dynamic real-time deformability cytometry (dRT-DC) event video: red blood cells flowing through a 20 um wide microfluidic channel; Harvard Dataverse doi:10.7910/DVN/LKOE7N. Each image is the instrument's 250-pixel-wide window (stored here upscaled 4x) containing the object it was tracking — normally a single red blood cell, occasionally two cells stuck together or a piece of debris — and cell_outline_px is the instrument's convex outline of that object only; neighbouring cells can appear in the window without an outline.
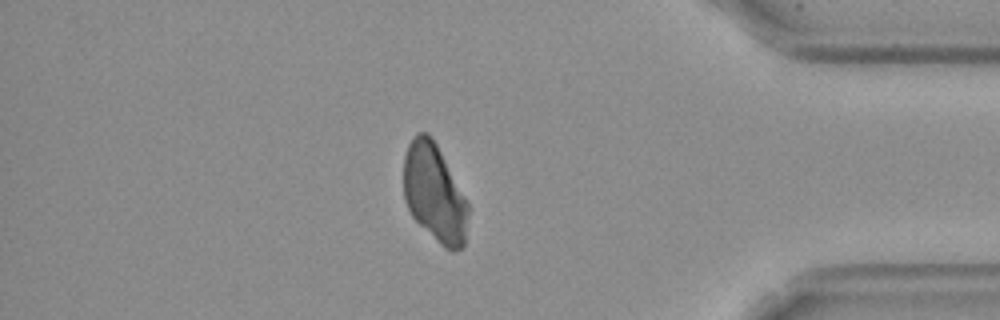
{"species": "Egyptian fruit bat (a non-hibernating species)", "species_latin": "Rousettus aegyptiacus", "temperature_condition": "cold", "stored_images_in_passage": 54, "camera_frame_rate_fps": 3000, "um_per_image_px": 0.085, "frame": {"image": 1, "passage_image": 49, "time_ms": 16.0, "image_size_px": [1000, 320], "cell_outline_px": [[468, 212], [464, 244], [460, 248], [452, 252], [444, 248], [412, 216], [404, 200], [404, 156], [408, 144], [420, 132], [428, 132], [432, 136], [468, 204]], "centroid_in_image_um": [36.91, 16.42], "position_along_channel_um": 398.3, "area_um2": 36.24}}